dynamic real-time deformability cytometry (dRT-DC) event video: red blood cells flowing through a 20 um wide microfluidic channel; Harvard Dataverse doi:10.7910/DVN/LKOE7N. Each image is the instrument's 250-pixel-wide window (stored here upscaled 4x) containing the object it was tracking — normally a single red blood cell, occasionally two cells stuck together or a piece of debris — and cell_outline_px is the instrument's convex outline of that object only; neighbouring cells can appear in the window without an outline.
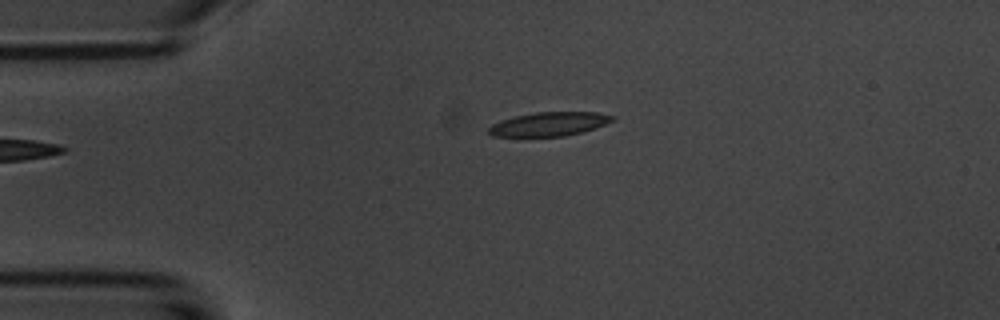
{"species": "common noctule bat (a hibernating species)", "species_latin": "Nyctalus noctula", "temperature_condition": "room temperature", "stored_images_in_passage": 5, "camera_frame_rate_fps": 3000, "um_per_image_px": 0.085, "animal": {"sex": "male", "body_mass_g": 20.1, "forearm_length_mm": 53.5}, "frame": {"image": 1, "passage_image": 5, "time_ms": 4.333, "image_size_px": [1000, 320], "cell_outline_px": [[616, 120], [596, 128], [584, 132], [564, 136], [520, 140], [492, 136], [488, 132], [488, 128], [492, 124], [500, 120], [512, 116], [536, 112], [596, 112], [616, 116]], "centroid_in_image_um": [46.6, 10.6], "position_along_channel_um": 38.4, "area_um2": 18.5}}